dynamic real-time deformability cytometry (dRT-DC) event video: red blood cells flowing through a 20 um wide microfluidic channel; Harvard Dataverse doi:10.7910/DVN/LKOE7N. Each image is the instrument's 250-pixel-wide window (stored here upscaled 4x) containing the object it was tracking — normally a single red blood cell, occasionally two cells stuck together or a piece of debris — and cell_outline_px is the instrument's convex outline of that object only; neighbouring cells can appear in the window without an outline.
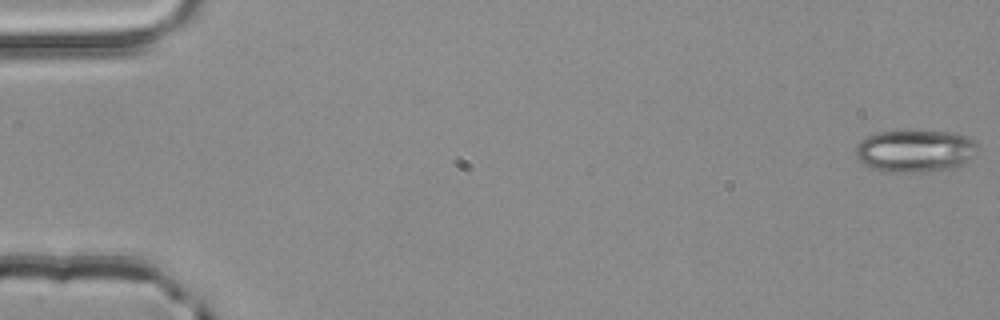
{"species": "common noctule bat (a hibernating species)", "species_latin": "Nyctalus noctula", "temperature_condition": "room temperature", "stored_images_in_passage": 5, "camera_frame_rate_fps": 3000, "um_per_image_px": 0.085, "animal": {"sex": "male", "body_mass_g": 20.4}, "frame": {"image": 1, "passage_image": 1, "time_ms": 0.0, "image_size_px": [1000, 320], "cell_outline_px": [[980, 148], [976, 156], [960, 164], [948, 168], [920, 172], [884, 172], [872, 168], [864, 164], [856, 156], [856, 144], [868, 136], [876, 132], [904, 128], [912, 128], [952, 132], [968, 136]], "centroid_in_image_um": [77.78, 12.77], "position_along_channel_um": 7.2, "area_um2": 31.04}}